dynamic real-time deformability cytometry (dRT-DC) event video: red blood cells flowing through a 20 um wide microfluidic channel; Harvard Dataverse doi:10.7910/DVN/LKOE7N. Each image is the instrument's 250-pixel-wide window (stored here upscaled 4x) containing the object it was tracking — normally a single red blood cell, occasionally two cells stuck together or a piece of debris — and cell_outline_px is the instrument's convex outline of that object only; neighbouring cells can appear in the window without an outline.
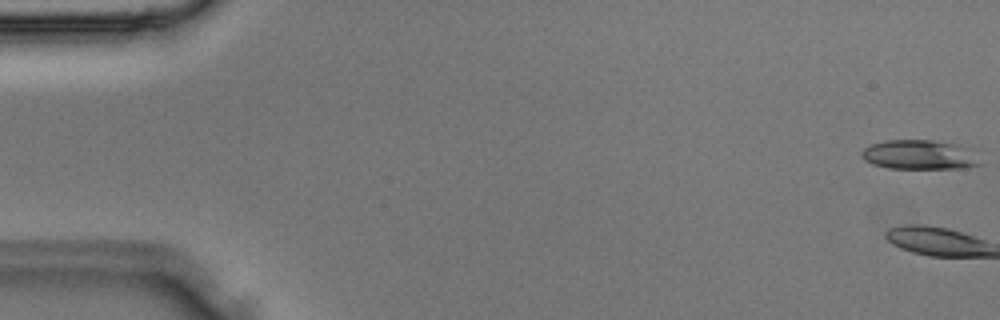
{"species": "Egyptian fruit bat (a non-hibernating species)", "species_latin": "Rousettus aegyptiacus", "temperature_condition": "room temperature", "stored_images_in_passage": 5, "camera_frame_rate_fps": 3000, "um_per_image_px": 0.085, "animal": {"sex": "male"}, "frame": {"image": 1, "passage_image": 1, "time_ms": 0.0, "image_size_px": [1000, 320], "cell_outline_px": [[984, 164], [964, 168], [888, 168], [872, 164], [864, 160], [860, 156], [860, 152], [864, 148], [872, 144], [884, 140], [932, 140], [960, 144], [972, 148]], "centroid_in_image_um": [78.21, 13.15], "position_along_channel_um": 6.8, "area_um2": 20.81}}